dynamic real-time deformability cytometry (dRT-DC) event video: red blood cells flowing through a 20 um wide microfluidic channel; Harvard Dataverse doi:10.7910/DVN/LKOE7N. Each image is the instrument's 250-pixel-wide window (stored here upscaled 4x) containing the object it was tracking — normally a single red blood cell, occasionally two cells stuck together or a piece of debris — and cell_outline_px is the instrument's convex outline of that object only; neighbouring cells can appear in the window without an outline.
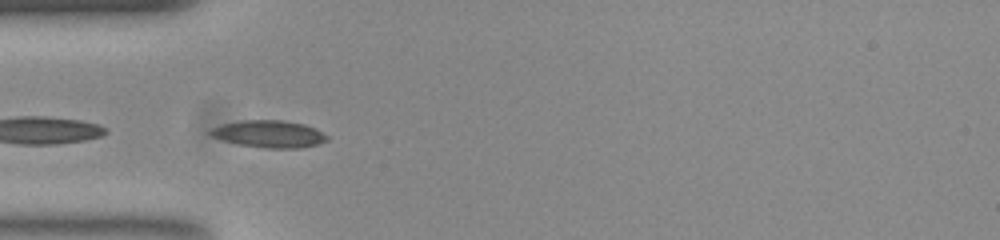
{"species": "common noctule bat (a hibernating species)", "species_latin": "Nyctalus noctula", "temperature_condition": "room temperature", "stored_images_in_passage": 44, "camera_frame_rate_fps": 3000, "um_per_image_px": 0.085, "animal": {"sex": "female", "body_mass_g": 23.0, "forearm_length_mm": 53.4}, "frame": {"image": 1, "passage_image": 16, "time_ms": 5.0, "image_size_px": [1000, 240], "cell_outline_px": [[328, 140], [316, 144], [300, 148], [268, 148], [240, 144], [220, 140], [212, 136], [208, 132], [208, 128], [220, 124], [240, 120], [284, 120], [304, 124], [328, 136]], "centroid_in_image_um": [22.79, 11.37], "position_along_channel_um": 62.2, "area_um2": 18.44}}
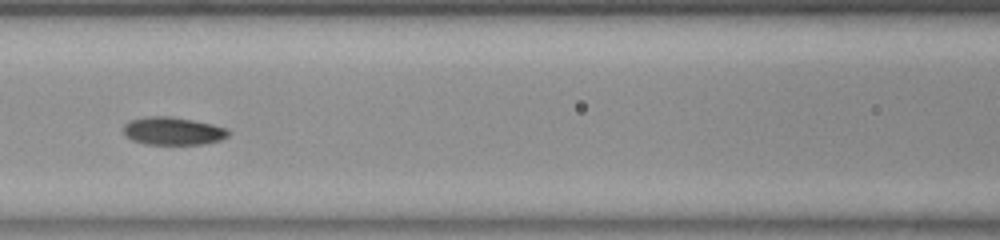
{"frame": {"image": 2, "passage_image": 23, "time_ms": 7.333, "image_size_px": [1000, 240], "cell_outline_px": [[232, 132], [228, 136], [220, 140], [200, 144], [144, 144], [132, 140], [124, 132], [124, 124], [128, 120], [144, 116], [172, 116], [212, 124], [228, 128]], "centroid_in_image_um": [14.71, 11.12], "position_along_channel_um": 151.9, "area_um2": 17.17}}
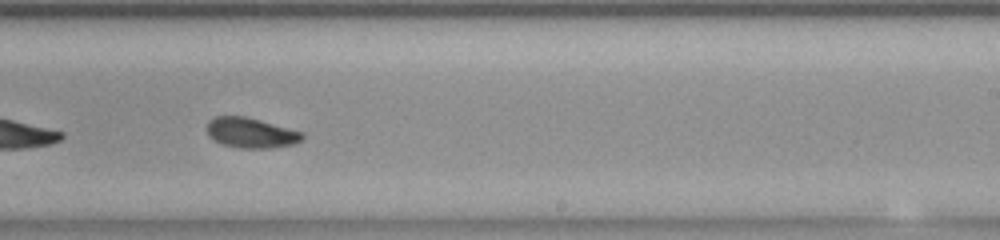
{"frame": {"image": 3, "passage_image": 32, "time_ms": 10.333, "image_size_px": [1000, 240], "cell_outline_px": [[304, 136], [296, 144], [272, 148], [240, 148], [224, 144], [208, 136], [208, 120], [212, 116], [244, 116], [260, 120], [304, 132]], "centroid_in_image_um": [21.35, 11.28], "position_along_channel_um": 267.7, "area_um2": 16.76}, "authors_computed_cell_mechanics": {"area_um2": 17.6579, "velocity_mm_per_s": 3.8843, "shape_relaxation_time_tau1_ms": 4.0758, "shape_relaxation_time_tau2_ms": 2.3535, "deformation_change_tau1": 0.1217, "deformation_change_tau2": 0.0764}}